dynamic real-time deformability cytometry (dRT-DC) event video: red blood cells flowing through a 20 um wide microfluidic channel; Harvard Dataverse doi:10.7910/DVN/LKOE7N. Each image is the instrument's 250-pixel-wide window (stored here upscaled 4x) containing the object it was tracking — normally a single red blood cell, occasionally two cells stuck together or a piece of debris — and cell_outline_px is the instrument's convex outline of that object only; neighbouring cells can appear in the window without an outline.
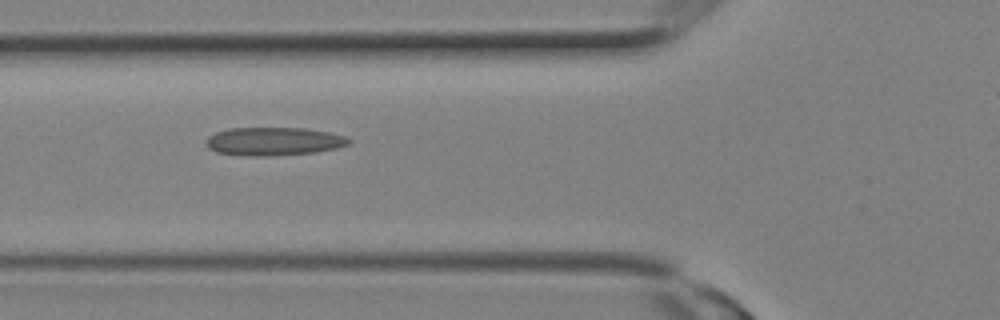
{"species": "Egyptian fruit bat (a non-hibernating species)", "species_latin": "Rousettus aegyptiacus", "temperature_condition": "room temperature", "stored_images_in_passage": 20, "camera_frame_rate_fps": 3000, "um_per_image_px": 0.085, "animal": {"sex": "female"}, "frame": {"image": 1, "passage_image": 6, "time_ms": 1.667, "image_size_px": [1000, 320], "cell_outline_px": [[352, 140], [348, 144], [336, 148], [316, 152], [272, 156], [244, 156], [216, 152], [208, 148], [204, 144], [204, 140], [208, 136], [216, 132], [228, 128], [304, 128], [328, 132], [344, 136]], "centroid_in_image_um": [23.2, 12.02], "position_along_channel_um": 102.6, "area_um2": 23.7}}
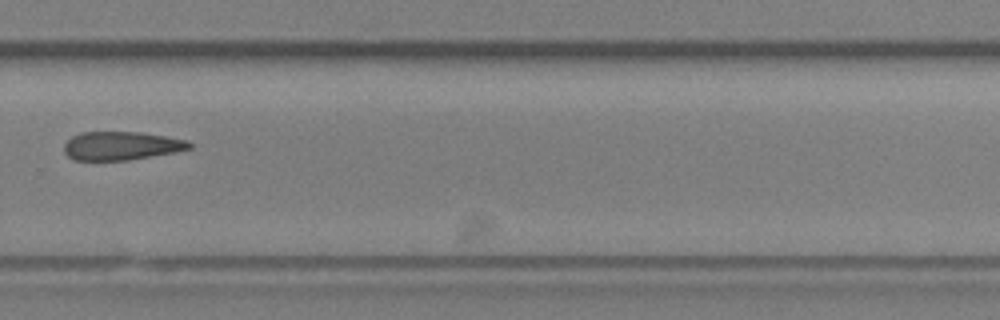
{"frame": {"image": 2, "passage_image": 14, "time_ms": 4.333, "image_size_px": [1000, 320], "cell_outline_px": [[192, 148], [176, 152], [128, 160], [72, 160], [64, 152], [64, 144], [72, 136], [80, 132], [140, 132], [188, 140], [192, 144]], "centroid_in_image_um": [10.31, 12.39], "position_along_channel_um": 319.5, "area_um2": 20.87}}
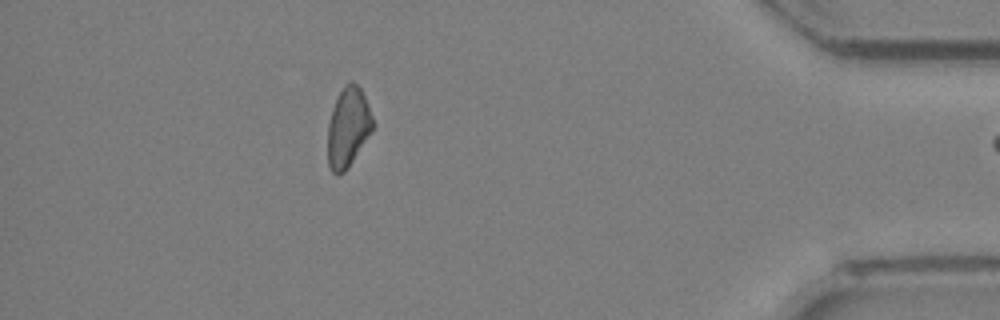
{"frame": {"image": 3, "passage_image": 19, "time_ms": 6.0, "image_size_px": [1000, 320], "cell_outline_px": [[372, 128], [348, 168], [344, 172], [336, 176], [328, 168], [328, 124], [332, 108], [340, 92], [348, 80], [352, 80], [360, 88], [364, 96], [372, 116]], "centroid_in_image_um": [29.54, 10.83], "position_along_channel_um": 405.7, "area_um2": 20.52}}